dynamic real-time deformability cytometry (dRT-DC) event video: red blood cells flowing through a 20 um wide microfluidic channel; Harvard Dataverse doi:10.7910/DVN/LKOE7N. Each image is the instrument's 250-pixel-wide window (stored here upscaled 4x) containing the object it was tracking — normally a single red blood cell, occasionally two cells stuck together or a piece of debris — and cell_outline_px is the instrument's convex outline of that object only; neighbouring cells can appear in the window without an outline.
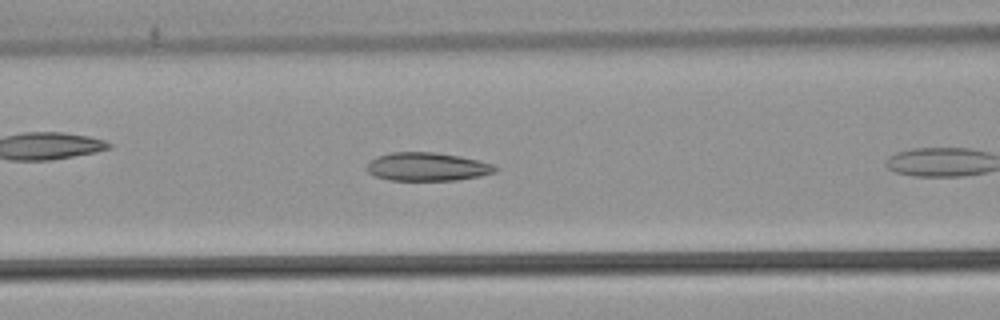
{"species": "common noctule bat (a hibernating species)", "species_latin": "Nyctalus noctula", "temperature_condition": "warm", "stored_images_in_passage": 9, "camera_frame_rate_fps": 3000, "um_per_image_px": 0.085, "animal": {"sex": "male", "body_mass_g": 21.5, "forearm_length_mm": 52.0}, "frame": {"image": 1, "passage_image": 8, "time_ms": 2.333, "image_size_px": [1000, 320], "cell_outline_px": [[500, 168], [496, 172], [480, 176], [456, 180], [392, 180], [376, 176], [368, 172], [368, 164], [372, 160], [388, 152], [432, 152], [460, 156], [496, 164]], "centroid_in_image_um": [36.4, 14.17], "position_along_channel_um": 130.2, "area_um2": 21.15}}